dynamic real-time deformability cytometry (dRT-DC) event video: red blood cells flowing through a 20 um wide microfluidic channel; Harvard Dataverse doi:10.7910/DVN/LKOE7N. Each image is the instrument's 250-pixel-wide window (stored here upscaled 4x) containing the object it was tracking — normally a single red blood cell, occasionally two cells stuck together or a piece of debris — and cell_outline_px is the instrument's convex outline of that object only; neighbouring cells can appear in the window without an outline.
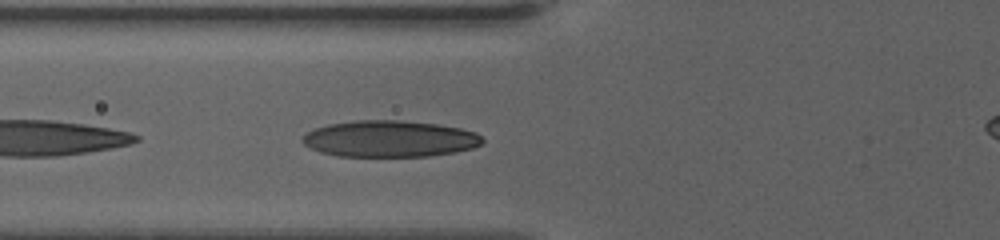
{"species": "human", "species_latin": "Homo sapiens", "temperature_condition": "warm", "stored_images_in_passage": 37, "camera_frame_rate_fps": 3000, "um_per_image_px": 0.085, "donor": {"sex": "female"}, "frame": {"image": 1, "passage_image": 3, "time_ms": 0.667, "image_size_px": [1000, 240], "cell_outline_px": [[484, 140], [480, 144], [472, 148], [456, 152], [428, 156], [336, 156], [320, 152], [304, 144], [300, 140], [308, 132], [316, 128], [328, 124], [356, 120], [396, 120], [436, 124], [460, 128], [476, 132]], "centroid_in_image_um": [33.12, 11.8], "position_along_channel_um": 92.7, "area_um2": 38.09}}
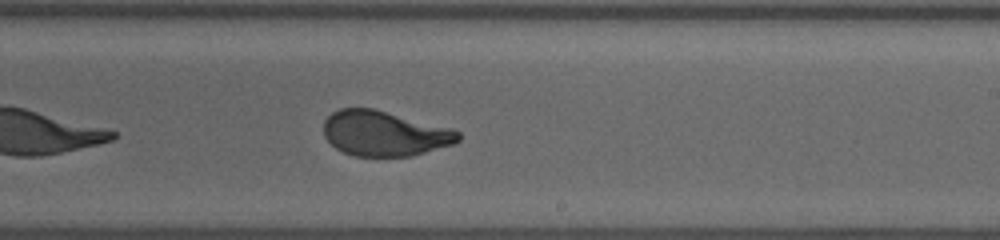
{"frame": {"image": 2, "passage_image": 17, "time_ms": 5.333, "image_size_px": [1000, 240], "cell_outline_px": [[460, 140], [452, 144], [412, 156], [356, 156], [344, 152], [336, 148], [324, 136], [324, 120], [332, 112], [340, 108], [372, 108], [452, 128], [460, 132]], "centroid_in_image_um": [32.67, 11.34], "position_along_channel_um": 256.3, "area_um2": 35.26}}
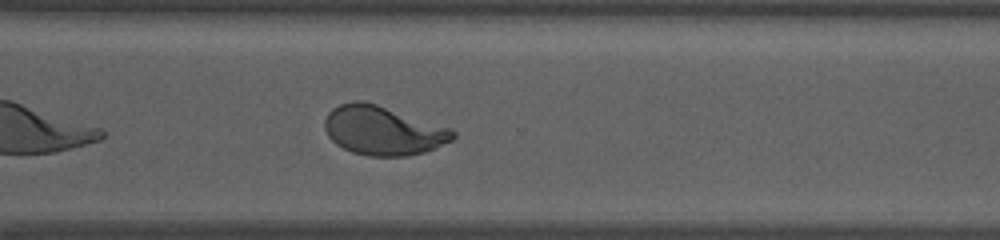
{"frame": {"image": 3, "passage_image": 24, "time_ms": 7.667, "image_size_px": [1000, 240], "cell_outline_px": [[456, 136], [452, 140], [436, 148], [424, 152], [408, 156], [368, 156], [352, 152], [336, 144], [328, 136], [324, 128], [324, 120], [328, 112], [332, 108], [340, 104], [352, 100], [364, 100], [452, 128], [456, 132]], "centroid_in_image_um": [32.55, 11.09], "position_along_channel_um": 338.0, "area_um2": 36.93}}